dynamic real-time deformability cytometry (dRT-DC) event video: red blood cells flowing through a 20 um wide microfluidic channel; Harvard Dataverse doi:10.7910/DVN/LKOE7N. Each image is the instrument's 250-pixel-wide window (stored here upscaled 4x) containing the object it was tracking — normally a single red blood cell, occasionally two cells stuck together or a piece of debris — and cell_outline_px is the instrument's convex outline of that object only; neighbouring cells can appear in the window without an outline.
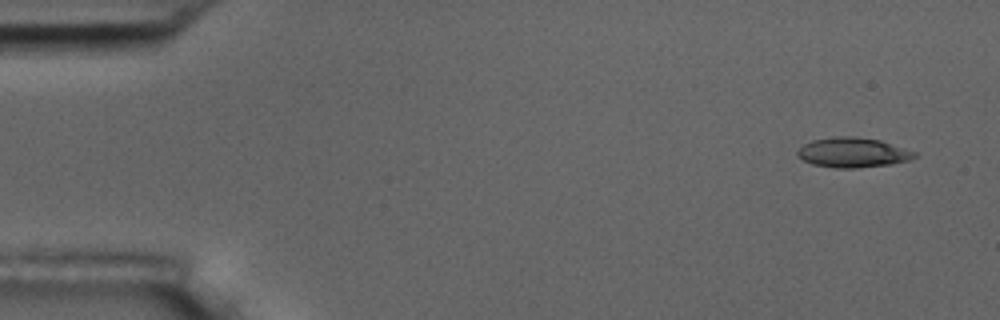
{"species": "common noctule bat (a hibernating species)", "species_latin": "Nyctalus noctula", "temperature_condition": "room temperature", "stored_images_in_passage": 7, "camera_frame_rate_fps": 3000, "um_per_image_px": 0.085, "animal": {"sex": "male", "body_mass_g": 17.5, "forearm_length_mm": 52.3}, "frame": {"image": 1, "passage_image": 1, "time_ms": 0.0, "image_size_px": [1000, 320], "cell_outline_px": [[916, 156], [908, 160], [892, 164], [856, 168], [836, 168], [812, 164], [796, 156], [796, 152], [804, 144], [812, 140], [836, 136], [856, 136], [880, 140], [916, 152]], "centroid_in_image_um": [72.47, 12.96], "position_along_channel_um": 12.5, "area_um2": 20.35}}
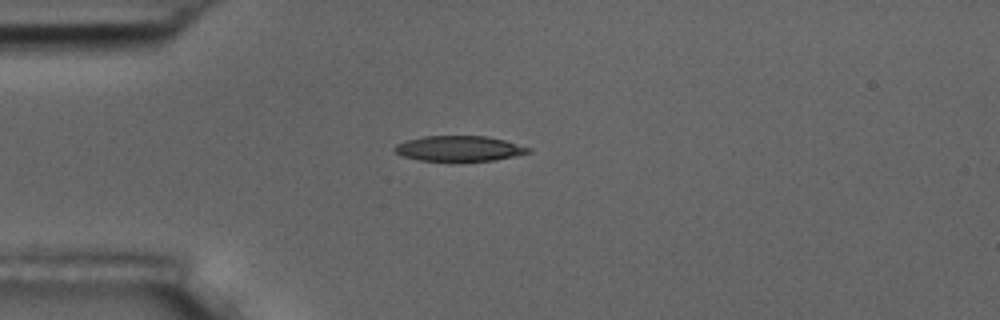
{"frame": {"image": 2, "passage_image": 4, "time_ms": 3.667, "image_size_px": [1000, 320], "cell_outline_px": [[532, 152], [516, 156], [492, 160], [420, 160], [404, 156], [396, 152], [392, 148], [396, 144], [404, 140], [424, 136], [488, 136], [504, 140], [532, 148]], "centroid_in_image_um": [39.04, 12.6], "position_along_channel_um": 46.0, "area_um2": 19.59}}